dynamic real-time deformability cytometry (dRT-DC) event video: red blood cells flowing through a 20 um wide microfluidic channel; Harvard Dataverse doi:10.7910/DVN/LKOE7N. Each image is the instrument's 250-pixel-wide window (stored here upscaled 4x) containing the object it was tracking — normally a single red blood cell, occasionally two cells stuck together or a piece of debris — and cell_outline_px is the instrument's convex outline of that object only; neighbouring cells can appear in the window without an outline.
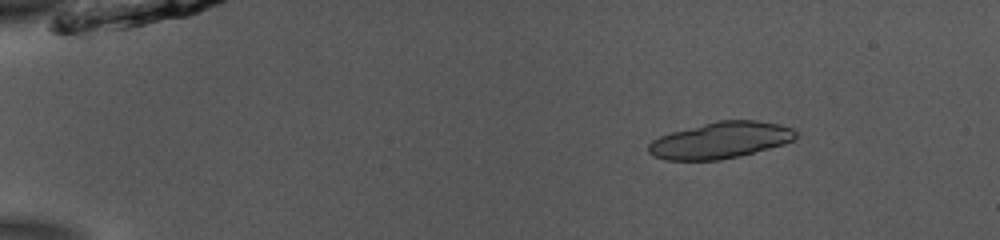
{"species": "common noctule bat (a hibernating species)", "species_latin": "Nyctalus noctula", "temperature_condition": "room temperature", "stored_images_in_passage": 27, "segment_of_instrument_passage": [1, 2], "camera_frame_rate_fps": 3000, "um_per_image_px": 0.085, "animal": {"sex": "male", "body_mass_g": 13.0, "forearm_length_mm": 53.1}, "frame": {"image": 1, "passage_image": 5, "time_ms": 1.333, "image_size_px": [1000, 240], "cell_outline_px": [[796, 136], [792, 140], [784, 144], [720, 160], [668, 160], [656, 156], [648, 152], [648, 144], [652, 140], [660, 136], [672, 132], [716, 120], [756, 120], [780, 124], [792, 128], [796, 132]], "centroid_in_image_um": [61.23, 11.91], "position_along_channel_um": 23.8, "area_um2": 30.92}}